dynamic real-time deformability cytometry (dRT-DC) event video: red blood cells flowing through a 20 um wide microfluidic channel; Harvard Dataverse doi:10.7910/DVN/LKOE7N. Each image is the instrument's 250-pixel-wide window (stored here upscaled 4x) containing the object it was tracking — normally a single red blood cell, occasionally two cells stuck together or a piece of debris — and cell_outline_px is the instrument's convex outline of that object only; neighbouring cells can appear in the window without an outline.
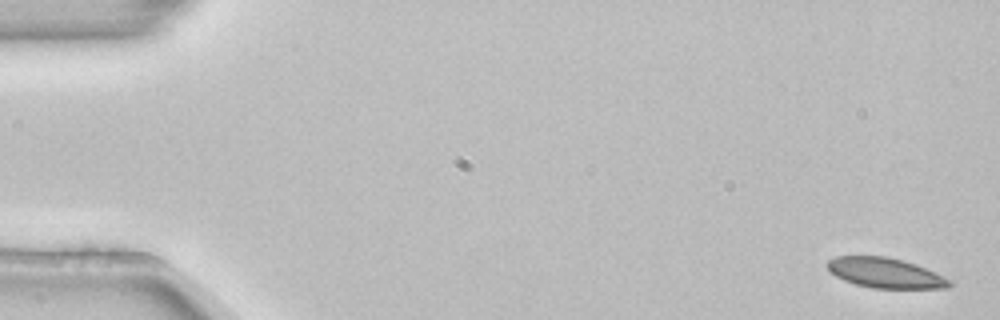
{"species": "common noctule bat (a hibernating species)", "species_latin": "Nyctalus noctula", "temperature_condition": "room temperature", "stored_images_in_passage": 5, "camera_frame_rate_fps": 3000, "um_per_image_px": 0.085, "animal": {"sex": "female", "body_mass_g": 22.7, "forearm_length_mm": 54.2}, "frame": {"image": 1, "passage_image": 1, "time_ms": 0.0, "image_size_px": [1000, 320], "cell_outline_px": [[952, 284], [948, 288], [872, 288], [856, 284], [844, 280], [836, 276], [824, 264], [828, 260], [836, 256], [884, 256], [900, 260], [936, 272], [952, 280]], "centroid_in_image_um": [75.24, 23.2], "position_along_channel_um": 9.8, "area_um2": 21.21}}
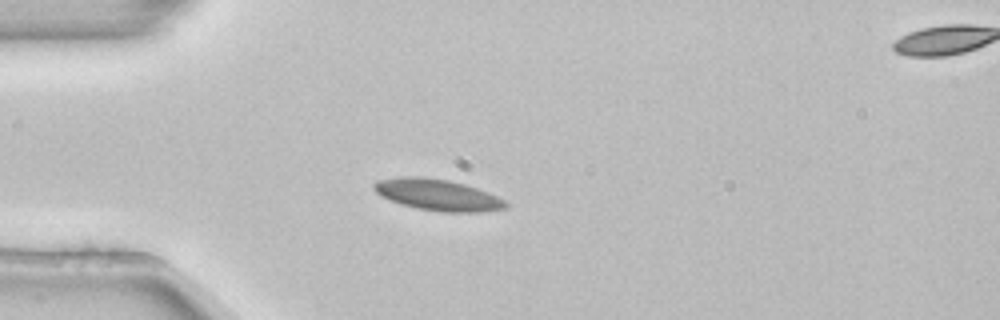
{"frame": {"image": 2, "passage_image": 4, "time_ms": 1.0, "image_size_px": [1000, 320], "cell_outline_px": [[508, 204], [504, 208], [480, 212], [444, 212], [416, 208], [400, 204], [380, 196], [372, 188], [372, 184], [376, 180], [400, 176], [420, 176], [448, 180], [464, 184], [488, 192], [504, 200]], "centroid_in_image_um": [37.13, 16.55], "position_along_channel_um": 47.9, "area_um2": 24.1}}